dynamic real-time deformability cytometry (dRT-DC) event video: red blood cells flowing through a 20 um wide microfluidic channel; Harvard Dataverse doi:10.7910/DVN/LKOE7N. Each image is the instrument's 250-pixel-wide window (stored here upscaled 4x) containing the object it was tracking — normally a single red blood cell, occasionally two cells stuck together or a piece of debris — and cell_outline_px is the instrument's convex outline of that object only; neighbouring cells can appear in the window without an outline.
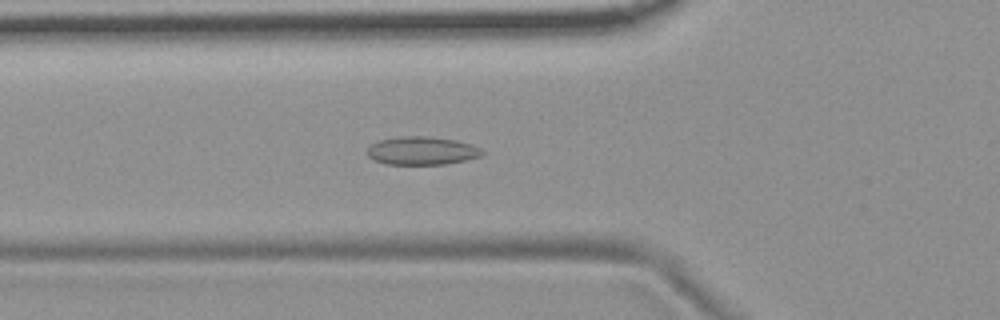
{"species": "common noctule bat (a hibernating species)", "species_latin": "Nyctalus noctula", "temperature_condition": "room temperature", "stored_images_in_passage": 39, "camera_frame_rate_fps": 3000, "um_per_image_px": 0.085, "animal": {"sex": "female", "body_mass_g": 19.9}, "frame": {"image": 1, "passage_image": 4, "time_ms": 1.0, "image_size_px": [1000, 320], "cell_outline_px": [[484, 152], [480, 156], [464, 160], [444, 164], [388, 164], [376, 160], [368, 156], [368, 148], [372, 144], [380, 140], [400, 136], [428, 136], [456, 140], [472, 144], [480, 148]], "centroid_in_image_um": [35.88, 12.8], "position_along_channel_um": 89.9, "area_um2": 18.67}}
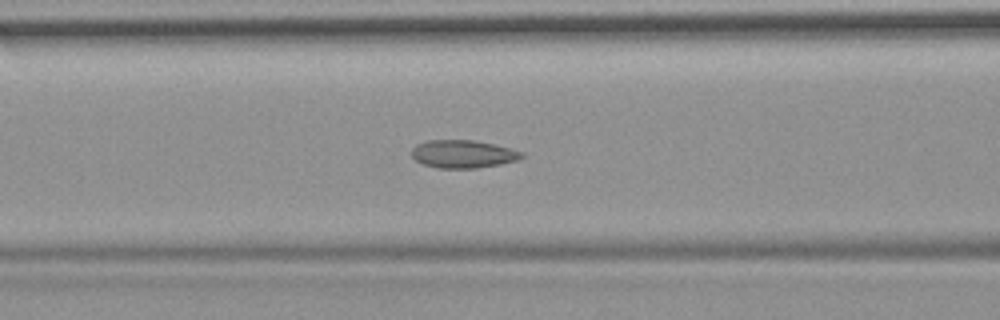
{"frame": {"image": 2, "passage_image": 7, "time_ms": 2.0, "image_size_px": [1000, 320], "cell_outline_px": [[524, 156], [516, 160], [500, 164], [476, 168], [436, 168], [424, 164], [416, 160], [412, 156], [412, 148], [416, 144], [428, 140], [472, 140], [492, 144], [524, 152]], "centroid_in_image_um": [39.33, 13.09], "position_along_channel_um": 127.3, "area_um2": 17.74}}
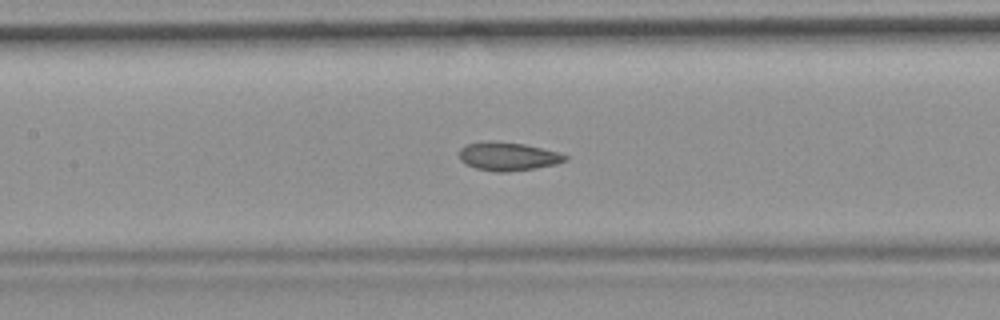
{"frame": {"image": 3, "passage_image": 10, "time_ms": 3.0, "image_size_px": [1000, 320], "cell_outline_px": [[568, 160], [556, 164], [536, 168], [508, 172], [496, 172], [476, 168], [464, 164], [460, 160], [460, 148], [464, 144], [488, 140], [496, 140], [524, 144], [560, 152], [568, 156]], "centroid_in_image_um": [43.17, 13.28], "position_along_channel_um": 164.2, "area_um2": 17.92}, "authors_computed_cell_mechanics": {"area_um2": 17.8024, "velocity_mm_per_s": 3.6963, "shape_relaxation_time_tau1_ms": null, "shape_relaxation_time_tau2_ms": 1.4638, "deformation_change_tau1": null, "deformation_change_tau2": 0.0614}}